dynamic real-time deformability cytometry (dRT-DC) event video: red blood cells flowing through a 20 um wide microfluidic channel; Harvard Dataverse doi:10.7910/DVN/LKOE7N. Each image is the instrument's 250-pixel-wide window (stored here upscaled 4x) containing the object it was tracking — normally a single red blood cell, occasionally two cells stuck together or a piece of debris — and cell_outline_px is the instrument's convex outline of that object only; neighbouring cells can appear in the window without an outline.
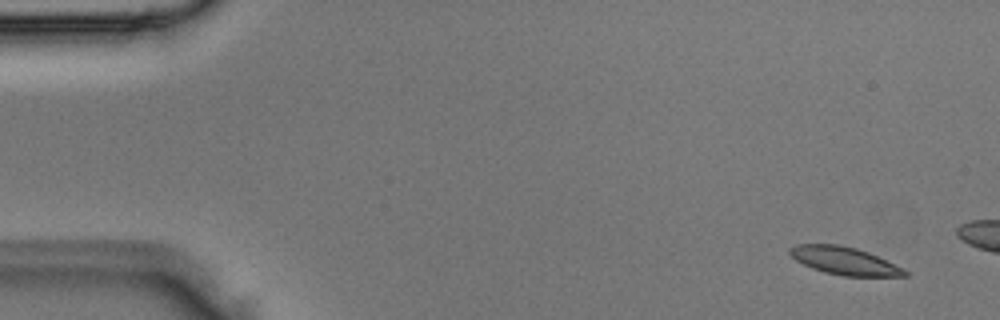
{"species": "Egyptian fruit bat (a non-hibernating species)", "species_latin": "Rousettus aegyptiacus", "temperature_condition": "room temperature", "stored_images_in_passage": 3, "camera_frame_rate_fps": 3000, "um_per_image_px": 0.085, "animal": {"sex": "male"}, "frame": {"image": 1, "passage_image": 1, "time_ms": 0.0, "image_size_px": [1000, 320], "cell_outline_px": [[908, 276], [844, 276], [824, 272], [812, 268], [796, 260], [788, 252], [788, 248], [796, 244], [836, 244], [856, 248], [868, 252], [904, 268], [908, 272]], "centroid_in_image_um": [71.77, 22.16], "position_along_channel_um": 13.2, "area_um2": 18.55}}